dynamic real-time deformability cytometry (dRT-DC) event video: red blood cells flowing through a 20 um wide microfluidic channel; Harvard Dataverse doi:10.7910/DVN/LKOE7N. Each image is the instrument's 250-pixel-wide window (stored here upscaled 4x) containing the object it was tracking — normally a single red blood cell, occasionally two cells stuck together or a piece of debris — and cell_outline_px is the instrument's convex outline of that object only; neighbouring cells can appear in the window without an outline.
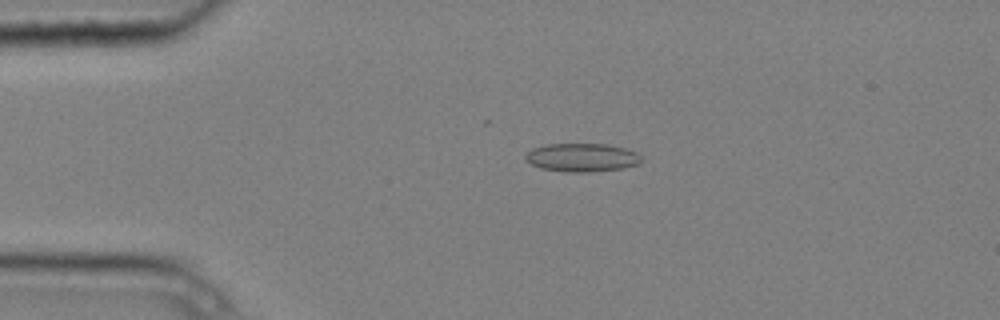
{"species": "common noctule bat (a hibernating species)", "species_latin": "Nyctalus noctula", "temperature_condition": "cold", "stored_images_in_passage": 6, "camera_frame_rate_fps": 3000, "um_per_image_px": 0.085, "animal": {"sex": "male", "body_mass_g": 20.4}, "frame": {"image": 1, "passage_image": 4, "time_ms": 1.0, "image_size_px": [1000, 320], "cell_outline_px": [[640, 164], [624, 168], [588, 172], [568, 172], [540, 168], [524, 160], [524, 156], [532, 148], [544, 144], [608, 144], [624, 148], [636, 152], [640, 156]], "centroid_in_image_um": [49.44, 13.38], "position_along_channel_um": 35.6, "area_um2": 19.25}}
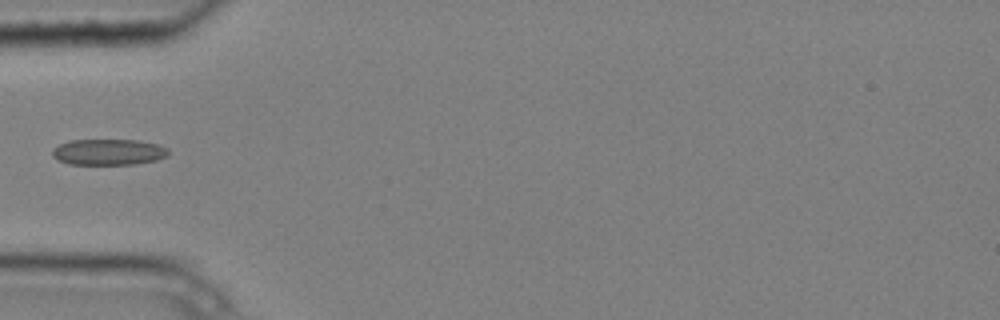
{"frame": {"image": 2, "passage_image": 6, "time_ms": 1.667, "image_size_px": [1000, 320], "cell_outline_px": [[168, 156], [156, 160], [136, 164], [68, 164], [56, 160], [52, 156], [52, 148], [68, 140], [136, 140], [160, 144], [168, 148]], "centroid_in_image_um": [9.21, 12.92], "position_along_channel_um": 75.8, "area_um2": 17.8}}